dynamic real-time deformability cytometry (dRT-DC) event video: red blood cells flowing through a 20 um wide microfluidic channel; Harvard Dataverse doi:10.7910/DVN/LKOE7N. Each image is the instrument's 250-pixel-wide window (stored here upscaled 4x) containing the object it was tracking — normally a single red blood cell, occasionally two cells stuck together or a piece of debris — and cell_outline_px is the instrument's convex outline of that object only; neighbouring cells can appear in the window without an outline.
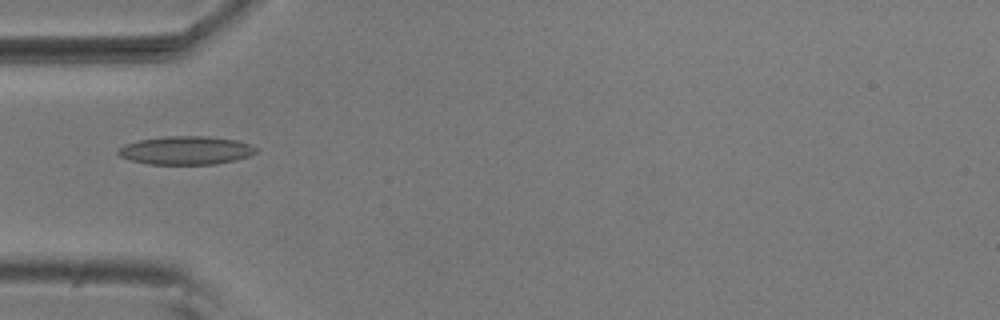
{"species": "common noctule bat (a hibernating species)", "species_latin": "Nyctalus noctula", "temperature_condition": "room temperature", "stored_images_in_passage": 7, "camera_frame_rate_fps": 3000, "um_per_image_px": 0.085, "animal": {"sex": "male", "body_mass_g": 20.5, "forearm_length_mm": 52.5}, "frame": {"image": 1, "passage_image": 4, "time_ms": 1.0, "image_size_px": [1000, 320], "cell_outline_px": [[260, 148], [256, 152], [248, 156], [236, 160], [216, 164], [148, 164], [132, 160], [120, 156], [116, 152], [116, 148], [124, 144], [140, 140], [164, 136], [204, 136], [236, 140], [252, 144]], "centroid_in_image_um": [15.81, 12.78], "position_along_channel_um": 69.2, "area_um2": 22.95}}
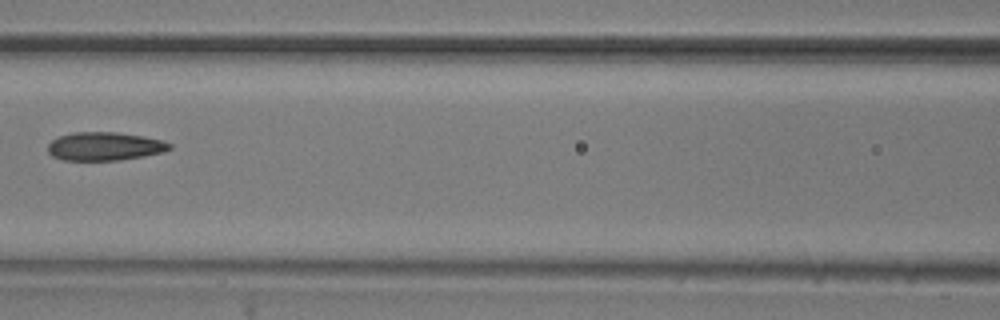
{"frame": {"image": 2, "passage_image": 6, "time_ms": 1.667, "image_size_px": [1000, 320], "cell_outline_px": [[172, 148], [164, 152], [144, 156], [120, 160], [64, 160], [52, 156], [48, 152], [48, 144], [52, 140], [60, 136], [72, 132], [116, 132], [144, 136], [164, 140], [172, 144]], "centroid_in_image_um": [8.93, 12.43], "position_along_channel_um": 157.7, "area_um2": 20.29}}
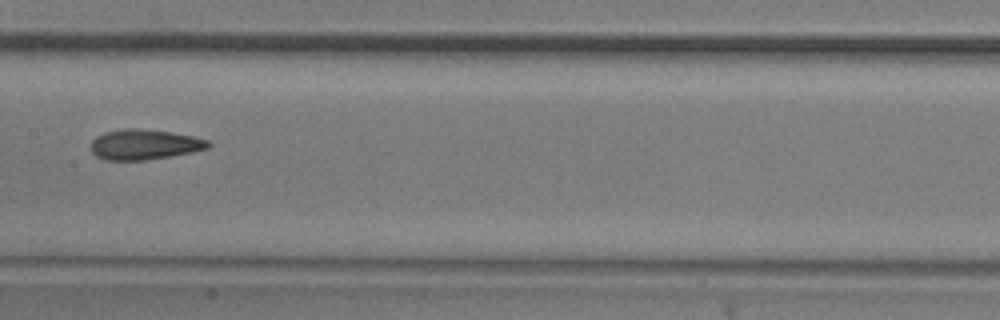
{"frame": {"image": 3, "passage_image": 7, "time_ms": 2.0, "image_size_px": [1000, 320], "cell_outline_px": [[212, 144], [208, 148], [192, 152], [144, 160], [104, 160], [96, 156], [92, 152], [92, 140], [96, 136], [104, 132], [120, 128], [136, 128], [172, 132], [192, 136], [208, 140]], "centroid_in_image_um": [12.25, 12.27], "position_along_channel_um": 195.1, "area_um2": 20.69}}